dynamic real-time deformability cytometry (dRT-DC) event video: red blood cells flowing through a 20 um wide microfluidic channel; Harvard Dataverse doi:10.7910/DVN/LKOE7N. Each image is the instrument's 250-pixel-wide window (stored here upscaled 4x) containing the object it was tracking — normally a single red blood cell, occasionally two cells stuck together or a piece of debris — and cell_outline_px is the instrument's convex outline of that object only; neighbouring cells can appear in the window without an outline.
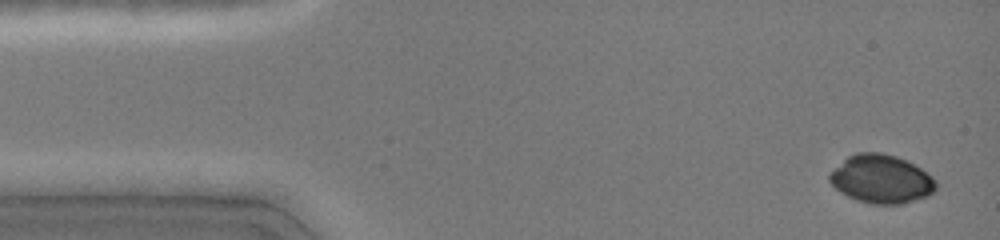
{"species": "common noctule bat (a hibernating species)", "species_latin": "Nyctalus noctula", "temperature_condition": "cold", "stored_images_in_passage": 6, "camera_frame_rate_fps": 3000, "um_per_image_px": 0.085, "animal": {"sex": "female", "body_mass_g": 19.0, "forearm_length_mm": 51.5}, "frame": {"image": 1, "passage_image": 1, "time_ms": 0.0, "image_size_px": [1000, 240], "cell_outline_px": [[936, 188], [928, 196], [904, 204], [868, 204], [856, 200], [840, 192], [828, 180], [828, 176], [848, 156], [856, 152], [880, 152], [896, 156], [920, 168], [932, 176], [936, 180]], "centroid_in_image_um": [74.92, 15.24], "position_along_channel_um": 10.1, "area_um2": 29.94}}